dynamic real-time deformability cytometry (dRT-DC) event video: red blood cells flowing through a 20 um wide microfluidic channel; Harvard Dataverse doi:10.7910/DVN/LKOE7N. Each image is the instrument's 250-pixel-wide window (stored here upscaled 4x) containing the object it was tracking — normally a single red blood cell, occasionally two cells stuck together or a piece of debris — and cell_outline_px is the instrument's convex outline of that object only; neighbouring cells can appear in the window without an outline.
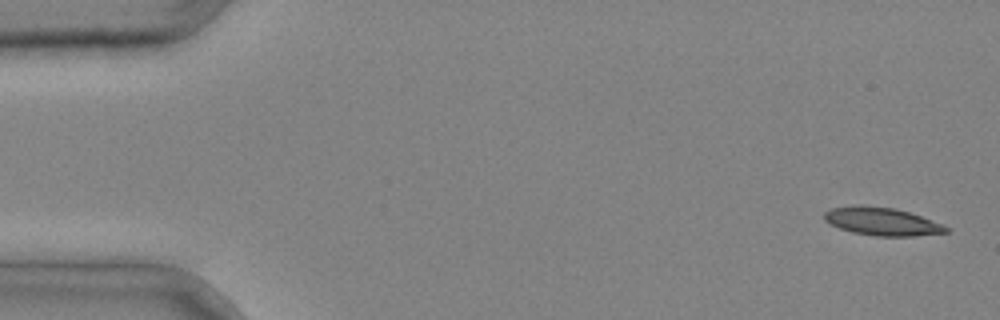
{"species": "common noctule bat (a hibernating species)", "species_latin": "Nyctalus noctula", "temperature_condition": "cold", "stored_images_in_passage": 4, "segment_of_instrument_passage": [2, 2], "camera_frame_rate_fps": 3000, "um_per_image_px": 0.085, "animal": {"sex": "male", "body_mass_g": 20.4}, "frame": {"image": 1, "passage_image": 4, "time_ms": 1.0, "image_size_px": [1000, 320], "cell_outline_px": [[948, 232], [916, 236], [876, 236], [852, 232], [840, 228], [824, 220], [824, 212], [832, 208], [860, 204], [896, 208], [944, 224], [948, 228]], "centroid_in_image_um": [74.97, 18.82], "position_along_channel_um": 10.0, "area_um2": 19.88}}